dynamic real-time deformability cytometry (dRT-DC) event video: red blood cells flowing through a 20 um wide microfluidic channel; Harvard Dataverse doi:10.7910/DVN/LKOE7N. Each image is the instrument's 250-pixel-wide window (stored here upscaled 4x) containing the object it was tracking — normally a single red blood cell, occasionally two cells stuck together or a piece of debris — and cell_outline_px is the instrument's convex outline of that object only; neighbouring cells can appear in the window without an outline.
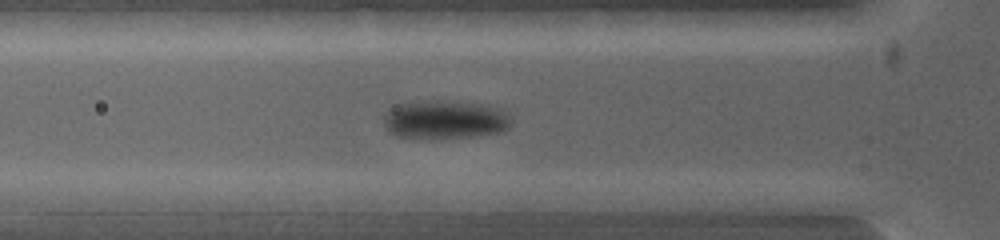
{"species": "common noctule bat (a hibernating species)", "species_latin": "Nyctalus noctula", "temperature_condition": "warm", "stored_images_in_passage": 4, "segment_of_instrument_passage": [1, 2], "camera_frame_rate_fps": 5000, "um_per_image_px": 0.085, "animal": {"sex": "female", "body_mass_g": 19.0, "forearm_length_mm": 53.3}, "frame": {"image": 1, "passage_image": 3, "time_ms": 0.6, "image_size_px": [1000, 240], "cell_outline_px": [[388, 200], [380, 212], [252, 212], [244, 196], [252, 192], [384, 192]], "centroid_in_image_um": [26.89, 17.16], "position_along_channel_um": 98.9, "area_um2": 19.77}}